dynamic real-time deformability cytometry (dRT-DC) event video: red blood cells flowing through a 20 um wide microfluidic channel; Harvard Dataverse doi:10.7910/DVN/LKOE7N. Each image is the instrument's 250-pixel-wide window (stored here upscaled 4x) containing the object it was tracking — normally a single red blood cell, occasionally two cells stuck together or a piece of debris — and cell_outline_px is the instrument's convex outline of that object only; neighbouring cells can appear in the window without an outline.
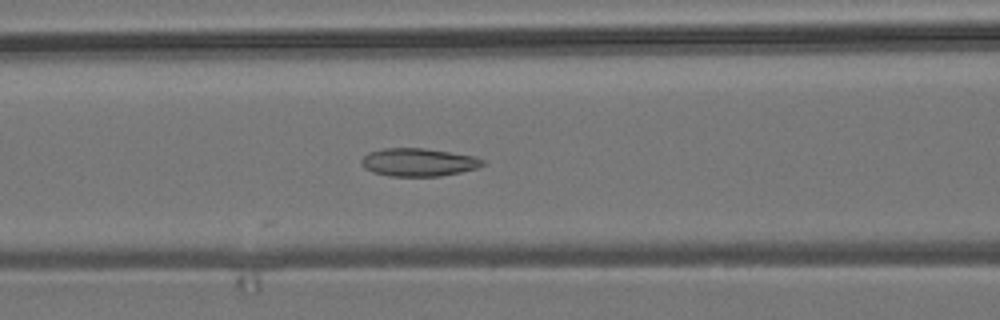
{"species": "common noctule bat (a hibernating species)", "species_latin": "Nyctalus noctula", "temperature_condition": "room temperature", "stored_images_in_passage": 33, "camera_frame_rate_fps": 3000, "um_per_image_px": 0.085, "animal": {"sex": "male", "body_mass_g": 19.2, "forearm_length_mm": 51.8}, "frame": {"image": 1, "passage_image": 22, "time_ms": 7.0, "image_size_px": [1000, 320], "cell_outline_px": [[484, 164], [476, 168], [460, 172], [440, 176], [388, 176], [372, 172], [364, 168], [360, 164], [360, 160], [368, 152], [384, 148], [424, 148], [476, 156], [484, 160]], "centroid_in_image_um": [35.53, 13.79], "position_along_channel_um": 131.1, "area_um2": 19.88}}
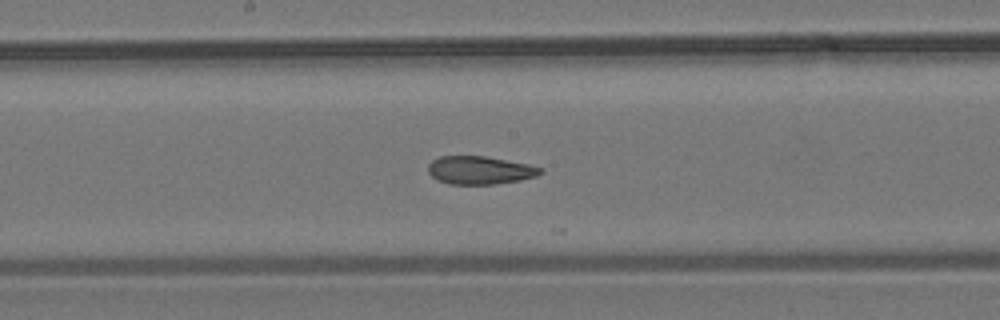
{"frame": {"image": 2, "passage_image": 28, "time_ms": 9.0, "image_size_px": [1000, 320], "cell_outline_px": [[544, 172], [536, 176], [520, 180], [496, 184], [448, 184], [436, 180], [428, 172], [428, 164], [432, 160], [440, 156], [484, 156], [528, 164], [544, 168]], "centroid_in_image_um": [40.78, 14.47], "position_along_channel_um": 207.4, "area_um2": 18.5}}
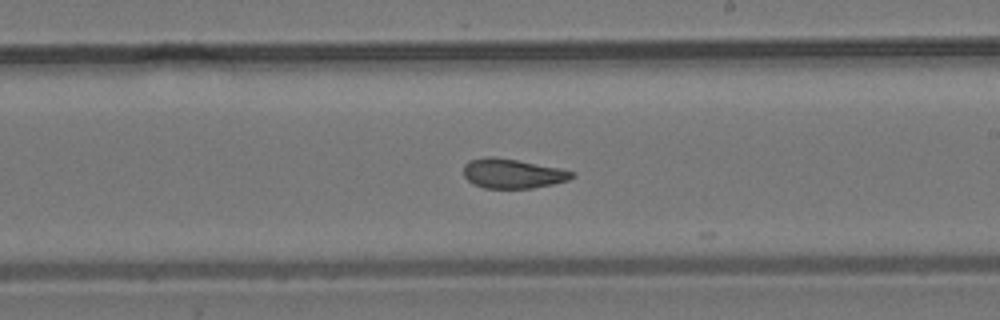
{"frame": {"image": 3, "passage_image": 31, "time_ms": 10.0, "image_size_px": [1000, 320], "cell_outline_px": [[576, 176], [568, 180], [552, 184], [532, 188], [484, 188], [472, 184], [464, 176], [464, 164], [468, 160], [484, 156], [492, 156], [516, 160], [576, 172]], "centroid_in_image_um": [43.52, 14.75], "position_along_channel_um": 245.5, "area_um2": 18.61}}